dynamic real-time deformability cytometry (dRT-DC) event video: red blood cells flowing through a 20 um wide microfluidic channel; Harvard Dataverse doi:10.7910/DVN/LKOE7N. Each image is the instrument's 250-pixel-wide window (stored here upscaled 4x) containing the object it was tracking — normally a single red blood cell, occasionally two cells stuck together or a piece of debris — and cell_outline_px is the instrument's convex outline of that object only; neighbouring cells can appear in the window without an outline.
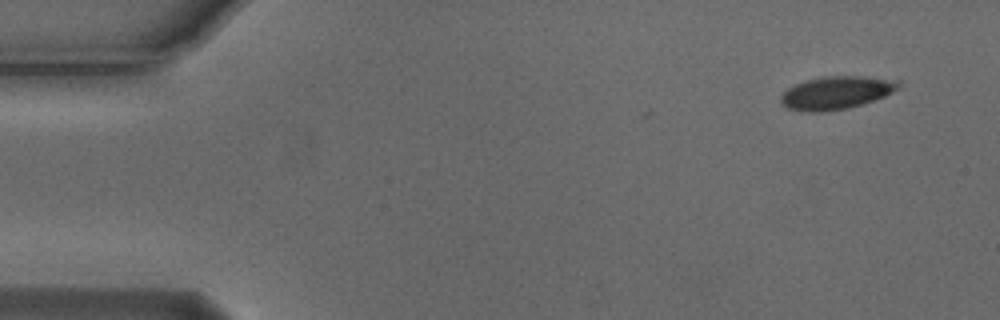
{"species": "Egyptian fruit bat (a non-hibernating species)", "species_latin": "Rousettus aegyptiacus", "temperature_condition": "cold", "stored_images_in_passage": 2, "camera_frame_rate_fps": 3000, "um_per_image_px": 0.085, "animal": {"sex": "male"}, "frame": {"image": 1, "passage_image": 2, "time_ms": 0.333, "image_size_px": [1000, 320], "cell_outline_px": [[904, 84], [900, 88], [884, 96], [848, 108], [820, 112], [812, 112], [788, 108], [780, 104], [780, 96], [788, 88], [796, 84], [820, 76], [860, 76], [900, 80]], "centroid_in_image_um": [71.11, 7.87], "position_along_channel_um": 13.9, "area_um2": 22.54}}